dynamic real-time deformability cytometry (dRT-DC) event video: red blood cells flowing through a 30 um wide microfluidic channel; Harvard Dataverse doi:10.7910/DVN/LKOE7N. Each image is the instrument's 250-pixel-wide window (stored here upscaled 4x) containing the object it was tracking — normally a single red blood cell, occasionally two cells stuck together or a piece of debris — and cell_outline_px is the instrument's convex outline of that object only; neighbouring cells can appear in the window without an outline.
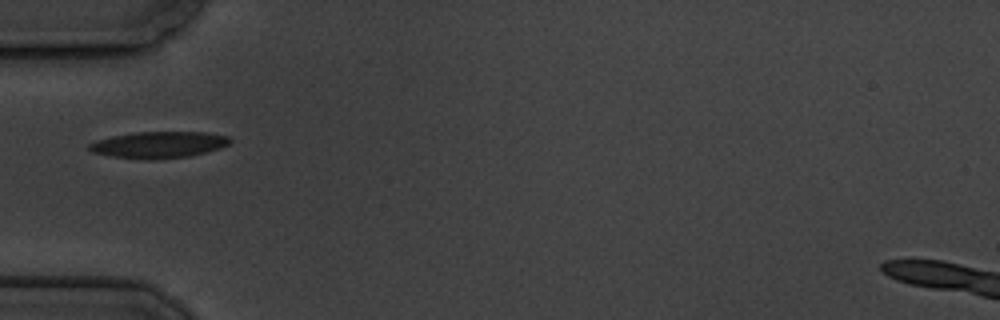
{"species": "common noctule bat (a hibernating species)", "species_latin": "Nyctalus noctula", "temperature_condition": "cold", "stored_images_in_passage": 4, "camera_frame_rate_fps": 3000, "um_per_image_px": 0.085, "animal": {"sex": "male", "body_mass_g": 19.5, "forearm_length_mm": 54.6}, "frame": {"image": 1, "passage_image": 2, "time_ms": 1.0, "image_size_px": [1000, 320], "cell_outline_px": [[232, 140], [228, 144], [220, 148], [188, 156], [156, 160], [148, 160], [112, 156], [92, 152], [88, 148], [88, 144], [96, 140], [112, 136], [136, 132], [208, 132], [228, 136]], "centroid_in_image_um": [13.48, 12.3], "position_along_channel_um": 71.5, "area_um2": 21.73}}
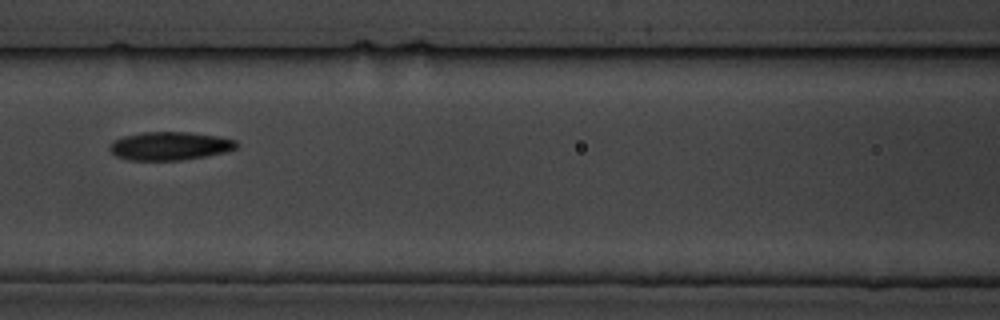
{"frame": {"image": 2, "passage_image": 4, "time_ms": 3.333, "image_size_px": [1000, 320], "cell_outline_px": [[240, 144], [236, 148], [228, 152], [208, 156], [180, 160], [132, 160], [116, 156], [108, 148], [112, 140], [124, 136], [140, 132], [188, 132], [220, 136], [236, 140]], "centroid_in_image_um": [14.48, 12.4], "position_along_channel_um": 152.1, "area_um2": 21.21}}